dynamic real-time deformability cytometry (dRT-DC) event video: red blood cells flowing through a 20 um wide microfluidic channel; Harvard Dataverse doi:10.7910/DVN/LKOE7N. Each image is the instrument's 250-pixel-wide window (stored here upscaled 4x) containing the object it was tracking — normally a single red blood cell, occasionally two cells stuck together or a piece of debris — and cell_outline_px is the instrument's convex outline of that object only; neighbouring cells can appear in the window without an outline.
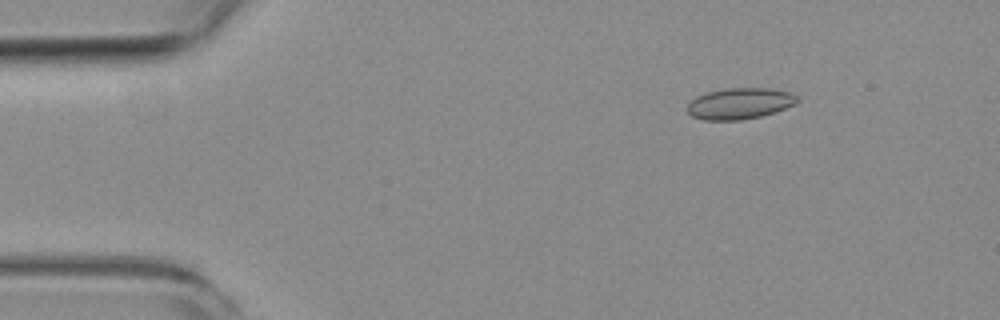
{"species": "common noctule bat (a hibernating species)", "species_latin": "Nyctalus noctula", "temperature_condition": "room temperature", "stored_images_in_passage": 6, "camera_frame_rate_fps": 3000, "um_per_image_px": 0.085, "animal": {"sex": "female", "body_mass_g": 19.3, "forearm_length_mm": 54.1}, "frame": {"image": 1, "passage_image": 3, "time_ms": 2.333, "image_size_px": [1000, 320], "cell_outline_px": [[800, 100], [784, 108], [760, 116], [740, 120], [704, 120], [692, 116], [688, 112], [688, 104], [696, 96], [708, 92], [728, 88], [768, 88], [788, 92], [800, 96]], "centroid_in_image_um": [62.87, 8.79], "position_along_channel_um": 22.1, "area_um2": 19.71}}